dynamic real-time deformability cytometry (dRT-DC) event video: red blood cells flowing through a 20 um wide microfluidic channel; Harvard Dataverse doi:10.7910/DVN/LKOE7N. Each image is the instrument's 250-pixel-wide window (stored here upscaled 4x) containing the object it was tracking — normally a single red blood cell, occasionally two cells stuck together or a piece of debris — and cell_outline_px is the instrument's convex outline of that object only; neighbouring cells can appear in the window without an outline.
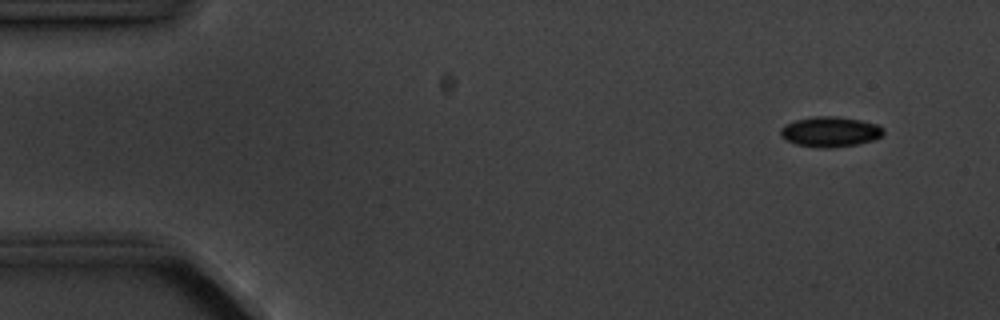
{"species": "common noctule bat (a hibernating species)", "species_latin": "Nyctalus noctula", "temperature_condition": "cold", "stored_images_in_passage": 6, "camera_frame_rate_fps": 3000, "um_per_image_px": 0.085, "animal": {"sex": "male", "body_mass_g": 20.1, "forearm_length_mm": 53.5}, "frame": {"image": 1, "passage_image": 1, "time_ms": 0.0, "image_size_px": [1000, 320], "cell_outline_px": [[884, 132], [880, 136], [872, 140], [856, 144], [832, 148], [816, 148], [796, 144], [784, 140], [780, 136], [780, 128], [784, 124], [796, 120], [812, 116], [836, 116], [860, 120], [876, 124], [884, 128]], "centroid_in_image_um": [70.51, 11.2], "position_along_channel_um": 14.5, "area_um2": 18.26}}
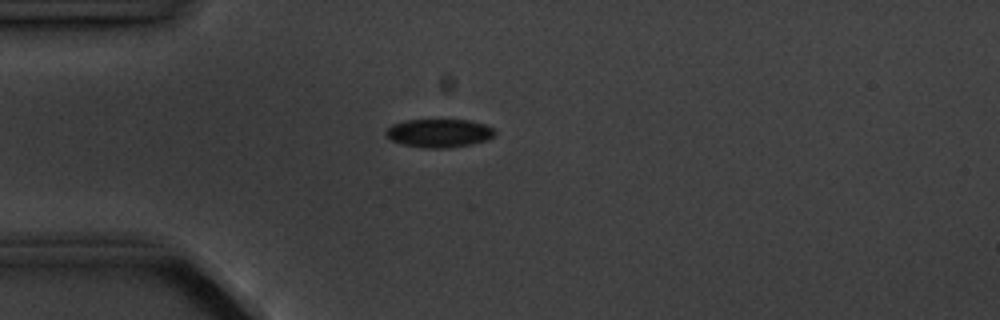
{"frame": {"image": 2, "passage_image": 4, "time_ms": 3.333, "image_size_px": [1000, 320], "cell_outline_px": [[496, 136], [488, 140], [448, 148], [424, 148], [400, 144], [392, 140], [384, 132], [392, 124], [404, 120], [468, 120], [488, 124], [496, 128]], "centroid_in_image_um": [37.37, 11.31], "position_along_channel_um": 47.6, "area_um2": 18.26}}
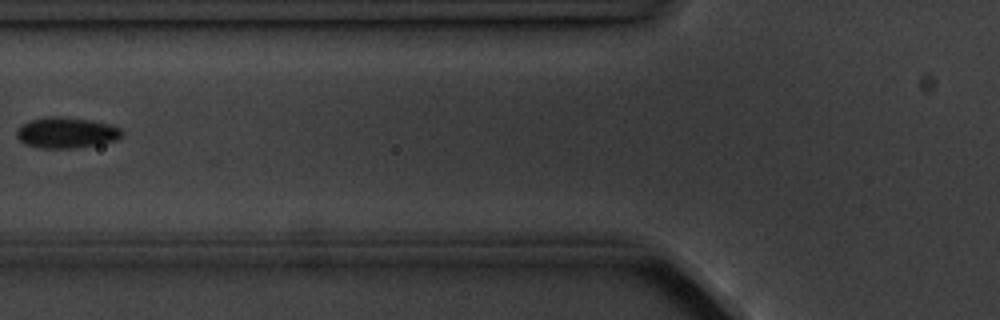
{"frame": {"image": 3, "passage_image": 6, "time_ms": 5.667, "image_size_px": [1000, 320], "cell_outline_px": [[124, 132], [116, 140], [96, 144], [72, 148], [40, 148], [24, 144], [16, 136], [16, 132], [20, 124], [32, 120], [48, 116], [52, 116], [88, 120], [112, 124], [120, 128]], "centroid_in_image_um": [5.61, 11.28], "position_along_channel_um": 120.2, "area_um2": 18.73}}